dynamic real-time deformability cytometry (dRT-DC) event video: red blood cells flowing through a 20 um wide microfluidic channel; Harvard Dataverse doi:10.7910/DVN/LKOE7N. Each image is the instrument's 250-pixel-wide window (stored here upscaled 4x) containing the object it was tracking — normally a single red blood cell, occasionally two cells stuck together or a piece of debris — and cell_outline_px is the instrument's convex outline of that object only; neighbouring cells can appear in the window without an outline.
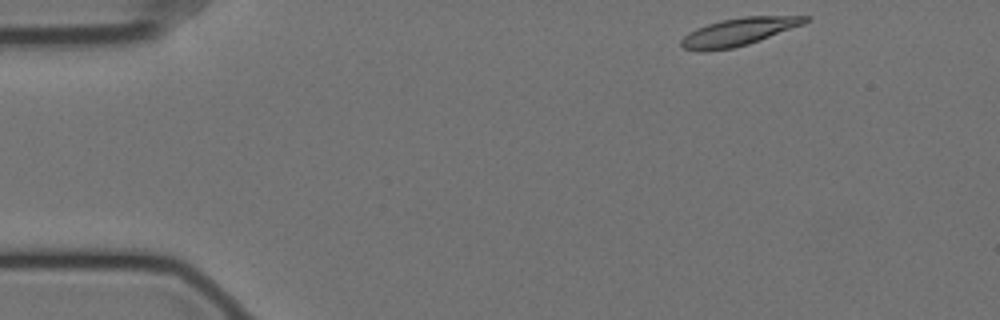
{"species": "Egyptian fruit bat (a non-hibernating species)", "species_latin": "Rousettus aegyptiacus", "temperature_condition": "cold", "stored_images_in_passage": 10, "camera_frame_rate_fps": 3000, "um_per_image_px": 0.085, "animal": {"sex": "female"}, "frame": {"image": 1, "passage_image": 1, "time_ms": 0.0, "image_size_px": [1000, 320], "cell_outline_px": [[812, 16], [804, 24], [748, 44], [732, 48], [700, 52], [684, 48], [680, 44], [680, 40], [688, 32], [696, 28], [720, 20], [744, 16]], "centroid_in_image_um": [62.75, 2.7], "position_along_channel_um": 22.2, "area_um2": 19.94}}